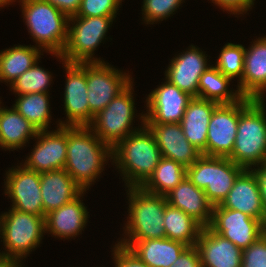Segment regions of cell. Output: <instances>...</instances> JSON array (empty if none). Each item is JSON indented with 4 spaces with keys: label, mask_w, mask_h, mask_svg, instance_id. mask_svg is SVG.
Wrapping results in <instances>:
<instances>
[{
    "label": "cell",
    "mask_w": 266,
    "mask_h": 267,
    "mask_svg": "<svg viewBox=\"0 0 266 267\" xmlns=\"http://www.w3.org/2000/svg\"><path fill=\"white\" fill-rule=\"evenodd\" d=\"M183 0H143L142 15L146 24L163 21L177 10Z\"/></svg>",
    "instance_id": "35"
},
{
    "label": "cell",
    "mask_w": 266,
    "mask_h": 267,
    "mask_svg": "<svg viewBox=\"0 0 266 267\" xmlns=\"http://www.w3.org/2000/svg\"><path fill=\"white\" fill-rule=\"evenodd\" d=\"M129 208L125 237L123 240H146L166 238L163 216L166 197L146 192L142 187L128 188Z\"/></svg>",
    "instance_id": "5"
},
{
    "label": "cell",
    "mask_w": 266,
    "mask_h": 267,
    "mask_svg": "<svg viewBox=\"0 0 266 267\" xmlns=\"http://www.w3.org/2000/svg\"><path fill=\"white\" fill-rule=\"evenodd\" d=\"M115 267H149L143 263L133 252L120 244L113 248Z\"/></svg>",
    "instance_id": "38"
},
{
    "label": "cell",
    "mask_w": 266,
    "mask_h": 267,
    "mask_svg": "<svg viewBox=\"0 0 266 267\" xmlns=\"http://www.w3.org/2000/svg\"><path fill=\"white\" fill-rule=\"evenodd\" d=\"M46 232L45 217L13 208L0 216V237L6 252L1 257L22 259L40 244Z\"/></svg>",
    "instance_id": "7"
},
{
    "label": "cell",
    "mask_w": 266,
    "mask_h": 267,
    "mask_svg": "<svg viewBox=\"0 0 266 267\" xmlns=\"http://www.w3.org/2000/svg\"><path fill=\"white\" fill-rule=\"evenodd\" d=\"M122 0H81L78 17L116 16Z\"/></svg>",
    "instance_id": "36"
},
{
    "label": "cell",
    "mask_w": 266,
    "mask_h": 267,
    "mask_svg": "<svg viewBox=\"0 0 266 267\" xmlns=\"http://www.w3.org/2000/svg\"><path fill=\"white\" fill-rule=\"evenodd\" d=\"M36 145L24 162V167L38 173L64 169L67 153V126L55 131H38Z\"/></svg>",
    "instance_id": "15"
},
{
    "label": "cell",
    "mask_w": 266,
    "mask_h": 267,
    "mask_svg": "<svg viewBox=\"0 0 266 267\" xmlns=\"http://www.w3.org/2000/svg\"><path fill=\"white\" fill-rule=\"evenodd\" d=\"M232 79L223 75L215 66L208 67L198 84V98L212 100L219 104H233L244 96L235 90H228Z\"/></svg>",
    "instance_id": "29"
},
{
    "label": "cell",
    "mask_w": 266,
    "mask_h": 267,
    "mask_svg": "<svg viewBox=\"0 0 266 267\" xmlns=\"http://www.w3.org/2000/svg\"><path fill=\"white\" fill-rule=\"evenodd\" d=\"M238 90L244 97L260 99L266 91V36L245 48L244 73Z\"/></svg>",
    "instance_id": "23"
},
{
    "label": "cell",
    "mask_w": 266,
    "mask_h": 267,
    "mask_svg": "<svg viewBox=\"0 0 266 267\" xmlns=\"http://www.w3.org/2000/svg\"><path fill=\"white\" fill-rule=\"evenodd\" d=\"M67 73L64 91L66 122L60 126H89V103L86 82V62L63 63Z\"/></svg>",
    "instance_id": "14"
},
{
    "label": "cell",
    "mask_w": 266,
    "mask_h": 267,
    "mask_svg": "<svg viewBox=\"0 0 266 267\" xmlns=\"http://www.w3.org/2000/svg\"><path fill=\"white\" fill-rule=\"evenodd\" d=\"M219 103L193 97L180 122L186 139L203 155H206L207 132L211 115Z\"/></svg>",
    "instance_id": "25"
},
{
    "label": "cell",
    "mask_w": 266,
    "mask_h": 267,
    "mask_svg": "<svg viewBox=\"0 0 266 267\" xmlns=\"http://www.w3.org/2000/svg\"><path fill=\"white\" fill-rule=\"evenodd\" d=\"M13 107L38 131L48 130L50 125L49 93L18 95Z\"/></svg>",
    "instance_id": "32"
},
{
    "label": "cell",
    "mask_w": 266,
    "mask_h": 267,
    "mask_svg": "<svg viewBox=\"0 0 266 267\" xmlns=\"http://www.w3.org/2000/svg\"><path fill=\"white\" fill-rule=\"evenodd\" d=\"M64 204L58 209L52 210L45 217L46 232L60 238L70 239L82 232L87 223V207L81 202L80 197Z\"/></svg>",
    "instance_id": "26"
},
{
    "label": "cell",
    "mask_w": 266,
    "mask_h": 267,
    "mask_svg": "<svg viewBox=\"0 0 266 267\" xmlns=\"http://www.w3.org/2000/svg\"><path fill=\"white\" fill-rule=\"evenodd\" d=\"M222 9L229 11L232 14H243L254 5L255 0H211Z\"/></svg>",
    "instance_id": "40"
},
{
    "label": "cell",
    "mask_w": 266,
    "mask_h": 267,
    "mask_svg": "<svg viewBox=\"0 0 266 267\" xmlns=\"http://www.w3.org/2000/svg\"><path fill=\"white\" fill-rule=\"evenodd\" d=\"M109 158L112 159V150L89 126H67L64 169L84 191L100 176Z\"/></svg>",
    "instance_id": "1"
},
{
    "label": "cell",
    "mask_w": 266,
    "mask_h": 267,
    "mask_svg": "<svg viewBox=\"0 0 266 267\" xmlns=\"http://www.w3.org/2000/svg\"><path fill=\"white\" fill-rule=\"evenodd\" d=\"M195 246L202 267H241L243 250L210 227L202 228Z\"/></svg>",
    "instance_id": "20"
},
{
    "label": "cell",
    "mask_w": 266,
    "mask_h": 267,
    "mask_svg": "<svg viewBox=\"0 0 266 267\" xmlns=\"http://www.w3.org/2000/svg\"><path fill=\"white\" fill-rule=\"evenodd\" d=\"M165 197L168 204L188 214L203 228L210 226L213 205L208 201L204 190L196 187L187 176Z\"/></svg>",
    "instance_id": "21"
},
{
    "label": "cell",
    "mask_w": 266,
    "mask_h": 267,
    "mask_svg": "<svg viewBox=\"0 0 266 267\" xmlns=\"http://www.w3.org/2000/svg\"><path fill=\"white\" fill-rule=\"evenodd\" d=\"M21 260L0 256V267H22Z\"/></svg>",
    "instance_id": "43"
},
{
    "label": "cell",
    "mask_w": 266,
    "mask_h": 267,
    "mask_svg": "<svg viewBox=\"0 0 266 267\" xmlns=\"http://www.w3.org/2000/svg\"><path fill=\"white\" fill-rule=\"evenodd\" d=\"M50 72L38 66V61L20 77H18L13 84L10 85L13 92L17 95H26L31 93H48L47 89L51 79Z\"/></svg>",
    "instance_id": "33"
},
{
    "label": "cell",
    "mask_w": 266,
    "mask_h": 267,
    "mask_svg": "<svg viewBox=\"0 0 266 267\" xmlns=\"http://www.w3.org/2000/svg\"><path fill=\"white\" fill-rule=\"evenodd\" d=\"M166 238L179 241L187 246L197 243L202 226L182 210L166 203L163 216Z\"/></svg>",
    "instance_id": "30"
},
{
    "label": "cell",
    "mask_w": 266,
    "mask_h": 267,
    "mask_svg": "<svg viewBox=\"0 0 266 267\" xmlns=\"http://www.w3.org/2000/svg\"><path fill=\"white\" fill-rule=\"evenodd\" d=\"M115 17L70 16L69 24L72 21L73 26H68L67 42L61 53L62 61L68 63L102 62L100 58L93 57L94 51L106 37L108 28Z\"/></svg>",
    "instance_id": "8"
},
{
    "label": "cell",
    "mask_w": 266,
    "mask_h": 267,
    "mask_svg": "<svg viewBox=\"0 0 266 267\" xmlns=\"http://www.w3.org/2000/svg\"><path fill=\"white\" fill-rule=\"evenodd\" d=\"M118 244L128 248L149 267H170L188 247L169 238L121 240Z\"/></svg>",
    "instance_id": "22"
},
{
    "label": "cell",
    "mask_w": 266,
    "mask_h": 267,
    "mask_svg": "<svg viewBox=\"0 0 266 267\" xmlns=\"http://www.w3.org/2000/svg\"><path fill=\"white\" fill-rule=\"evenodd\" d=\"M165 80L146 99L148 110L144 113V124L180 123L189 101L193 98Z\"/></svg>",
    "instance_id": "13"
},
{
    "label": "cell",
    "mask_w": 266,
    "mask_h": 267,
    "mask_svg": "<svg viewBox=\"0 0 266 267\" xmlns=\"http://www.w3.org/2000/svg\"><path fill=\"white\" fill-rule=\"evenodd\" d=\"M130 75L102 62H86L89 125L94 116L122 92L132 81Z\"/></svg>",
    "instance_id": "10"
},
{
    "label": "cell",
    "mask_w": 266,
    "mask_h": 267,
    "mask_svg": "<svg viewBox=\"0 0 266 267\" xmlns=\"http://www.w3.org/2000/svg\"><path fill=\"white\" fill-rule=\"evenodd\" d=\"M10 2L12 3V0H0V7L6 6L7 4L10 5Z\"/></svg>",
    "instance_id": "44"
},
{
    "label": "cell",
    "mask_w": 266,
    "mask_h": 267,
    "mask_svg": "<svg viewBox=\"0 0 266 267\" xmlns=\"http://www.w3.org/2000/svg\"><path fill=\"white\" fill-rule=\"evenodd\" d=\"M170 267H202L196 246H188Z\"/></svg>",
    "instance_id": "39"
},
{
    "label": "cell",
    "mask_w": 266,
    "mask_h": 267,
    "mask_svg": "<svg viewBox=\"0 0 266 267\" xmlns=\"http://www.w3.org/2000/svg\"><path fill=\"white\" fill-rule=\"evenodd\" d=\"M245 47L241 44L227 43L221 49L215 67L225 76L240 81L244 73Z\"/></svg>",
    "instance_id": "34"
},
{
    "label": "cell",
    "mask_w": 266,
    "mask_h": 267,
    "mask_svg": "<svg viewBox=\"0 0 266 267\" xmlns=\"http://www.w3.org/2000/svg\"><path fill=\"white\" fill-rule=\"evenodd\" d=\"M40 181L45 215L71 202L84 191L65 169L40 173Z\"/></svg>",
    "instance_id": "24"
},
{
    "label": "cell",
    "mask_w": 266,
    "mask_h": 267,
    "mask_svg": "<svg viewBox=\"0 0 266 267\" xmlns=\"http://www.w3.org/2000/svg\"><path fill=\"white\" fill-rule=\"evenodd\" d=\"M38 130L25 119L14 107H0V147L16 150L23 147L31 137L35 138Z\"/></svg>",
    "instance_id": "27"
},
{
    "label": "cell",
    "mask_w": 266,
    "mask_h": 267,
    "mask_svg": "<svg viewBox=\"0 0 266 267\" xmlns=\"http://www.w3.org/2000/svg\"><path fill=\"white\" fill-rule=\"evenodd\" d=\"M244 170L228 157L201 155L189 168L188 179L204 190L208 201L219 205L227 197L238 175Z\"/></svg>",
    "instance_id": "6"
},
{
    "label": "cell",
    "mask_w": 266,
    "mask_h": 267,
    "mask_svg": "<svg viewBox=\"0 0 266 267\" xmlns=\"http://www.w3.org/2000/svg\"><path fill=\"white\" fill-rule=\"evenodd\" d=\"M154 137L161 155L189 168L202 153L185 137L180 123L144 124Z\"/></svg>",
    "instance_id": "17"
},
{
    "label": "cell",
    "mask_w": 266,
    "mask_h": 267,
    "mask_svg": "<svg viewBox=\"0 0 266 267\" xmlns=\"http://www.w3.org/2000/svg\"><path fill=\"white\" fill-rule=\"evenodd\" d=\"M241 267H266V238L263 235L243 249Z\"/></svg>",
    "instance_id": "37"
},
{
    "label": "cell",
    "mask_w": 266,
    "mask_h": 267,
    "mask_svg": "<svg viewBox=\"0 0 266 267\" xmlns=\"http://www.w3.org/2000/svg\"><path fill=\"white\" fill-rule=\"evenodd\" d=\"M66 15L73 16L79 11L81 0H45Z\"/></svg>",
    "instance_id": "41"
},
{
    "label": "cell",
    "mask_w": 266,
    "mask_h": 267,
    "mask_svg": "<svg viewBox=\"0 0 266 267\" xmlns=\"http://www.w3.org/2000/svg\"><path fill=\"white\" fill-rule=\"evenodd\" d=\"M264 96L239 100V122L231 155L228 157L244 169L266 163V110Z\"/></svg>",
    "instance_id": "3"
},
{
    "label": "cell",
    "mask_w": 266,
    "mask_h": 267,
    "mask_svg": "<svg viewBox=\"0 0 266 267\" xmlns=\"http://www.w3.org/2000/svg\"><path fill=\"white\" fill-rule=\"evenodd\" d=\"M187 176V169L178 162L162 157L154 173L142 188L149 193L165 196Z\"/></svg>",
    "instance_id": "31"
},
{
    "label": "cell",
    "mask_w": 266,
    "mask_h": 267,
    "mask_svg": "<svg viewBox=\"0 0 266 267\" xmlns=\"http://www.w3.org/2000/svg\"><path fill=\"white\" fill-rule=\"evenodd\" d=\"M239 122V101L219 104L213 111L207 132L206 155L229 157L233 151Z\"/></svg>",
    "instance_id": "16"
},
{
    "label": "cell",
    "mask_w": 266,
    "mask_h": 267,
    "mask_svg": "<svg viewBox=\"0 0 266 267\" xmlns=\"http://www.w3.org/2000/svg\"><path fill=\"white\" fill-rule=\"evenodd\" d=\"M199 49L191 45L186 52L175 56L165 71L168 81L192 97H198L199 79L210 67L207 65V56Z\"/></svg>",
    "instance_id": "18"
},
{
    "label": "cell",
    "mask_w": 266,
    "mask_h": 267,
    "mask_svg": "<svg viewBox=\"0 0 266 267\" xmlns=\"http://www.w3.org/2000/svg\"><path fill=\"white\" fill-rule=\"evenodd\" d=\"M142 128L125 137L112 149V160L122 173L126 187H142L154 173L162 155L154 137L144 125V114L140 116Z\"/></svg>",
    "instance_id": "2"
},
{
    "label": "cell",
    "mask_w": 266,
    "mask_h": 267,
    "mask_svg": "<svg viewBox=\"0 0 266 267\" xmlns=\"http://www.w3.org/2000/svg\"><path fill=\"white\" fill-rule=\"evenodd\" d=\"M20 2L25 23L37 47L63 60L61 53L67 42L70 17L45 0Z\"/></svg>",
    "instance_id": "4"
},
{
    "label": "cell",
    "mask_w": 266,
    "mask_h": 267,
    "mask_svg": "<svg viewBox=\"0 0 266 267\" xmlns=\"http://www.w3.org/2000/svg\"><path fill=\"white\" fill-rule=\"evenodd\" d=\"M252 170L255 173L259 184L261 200L266 213V163H263L260 166L258 165L257 168H252Z\"/></svg>",
    "instance_id": "42"
},
{
    "label": "cell",
    "mask_w": 266,
    "mask_h": 267,
    "mask_svg": "<svg viewBox=\"0 0 266 267\" xmlns=\"http://www.w3.org/2000/svg\"><path fill=\"white\" fill-rule=\"evenodd\" d=\"M6 175L5 195L12 200L11 208L46 217L41 197L40 173L20 165L8 170Z\"/></svg>",
    "instance_id": "12"
},
{
    "label": "cell",
    "mask_w": 266,
    "mask_h": 267,
    "mask_svg": "<svg viewBox=\"0 0 266 267\" xmlns=\"http://www.w3.org/2000/svg\"><path fill=\"white\" fill-rule=\"evenodd\" d=\"M209 227L242 250L263 235L262 221L238 210L222 208L220 205L213 206Z\"/></svg>",
    "instance_id": "11"
},
{
    "label": "cell",
    "mask_w": 266,
    "mask_h": 267,
    "mask_svg": "<svg viewBox=\"0 0 266 267\" xmlns=\"http://www.w3.org/2000/svg\"><path fill=\"white\" fill-rule=\"evenodd\" d=\"M219 205L241 211L262 222L266 219L259 184L252 169H244L238 175L227 197Z\"/></svg>",
    "instance_id": "19"
},
{
    "label": "cell",
    "mask_w": 266,
    "mask_h": 267,
    "mask_svg": "<svg viewBox=\"0 0 266 267\" xmlns=\"http://www.w3.org/2000/svg\"><path fill=\"white\" fill-rule=\"evenodd\" d=\"M133 82L120 92L105 109L94 116L89 127L111 150L125 137L140 129H132L135 117Z\"/></svg>",
    "instance_id": "9"
},
{
    "label": "cell",
    "mask_w": 266,
    "mask_h": 267,
    "mask_svg": "<svg viewBox=\"0 0 266 267\" xmlns=\"http://www.w3.org/2000/svg\"><path fill=\"white\" fill-rule=\"evenodd\" d=\"M36 46L18 45L0 52V81L13 84L25 71L41 57Z\"/></svg>",
    "instance_id": "28"
},
{
    "label": "cell",
    "mask_w": 266,
    "mask_h": 267,
    "mask_svg": "<svg viewBox=\"0 0 266 267\" xmlns=\"http://www.w3.org/2000/svg\"><path fill=\"white\" fill-rule=\"evenodd\" d=\"M263 236L266 238V219L263 222Z\"/></svg>",
    "instance_id": "45"
}]
</instances>
